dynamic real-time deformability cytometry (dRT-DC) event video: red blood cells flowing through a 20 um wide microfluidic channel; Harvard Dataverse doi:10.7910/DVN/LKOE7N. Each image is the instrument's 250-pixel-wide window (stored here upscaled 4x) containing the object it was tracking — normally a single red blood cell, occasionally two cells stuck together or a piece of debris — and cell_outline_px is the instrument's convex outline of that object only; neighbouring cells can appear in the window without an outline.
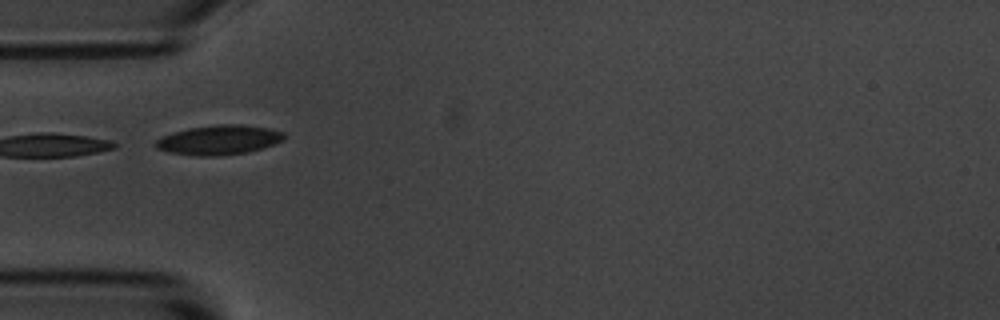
{"species": "common noctule bat (a hibernating species)", "species_latin": "Nyctalus noctula", "temperature_condition": "room temperature", "stored_images_in_passage": 5, "camera_frame_rate_fps": 3000, "um_per_image_px": 0.085, "animal": {"sex": "male", "body_mass_g": 20.1, "forearm_length_mm": 53.5}, "frame": {"image": 1, "passage_image": 1, "time_ms": 0.0, "image_size_px": [1000, 320], "cell_outline_px": [[288, 136], [284, 140], [264, 148], [248, 152], [216, 156], [196, 156], [168, 152], [156, 148], [152, 144], [156, 140], [164, 136], [188, 128], [220, 124], [240, 124], [268, 128], [284, 132]], "centroid_in_image_um": [18.65, 11.9], "position_along_channel_um": 66.4, "area_um2": 22.25}}
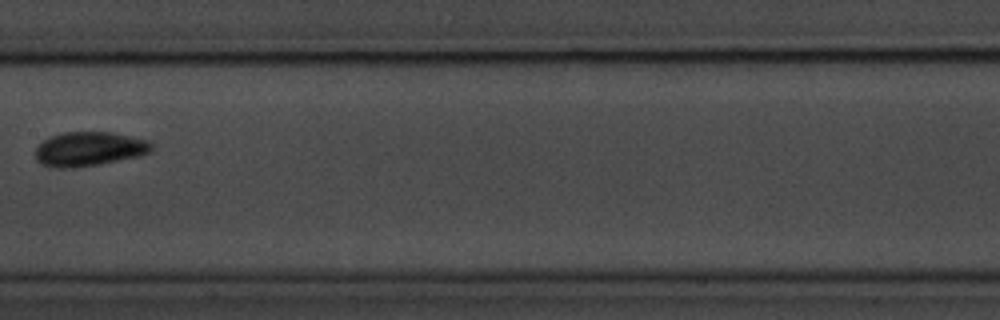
{"frame": {"image": 2, "passage_image": 4, "time_ms": 3.667, "image_size_px": [1000, 320], "cell_outline_px": [[152, 152], [140, 156], [96, 164], [72, 168], [56, 168], [40, 164], [36, 160], [36, 148], [48, 136], [64, 132], [108, 132], [148, 140], [152, 144]], "centroid_in_image_um": [7.55, 12.66], "position_along_channel_um": 199.8, "area_um2": 23.12}}
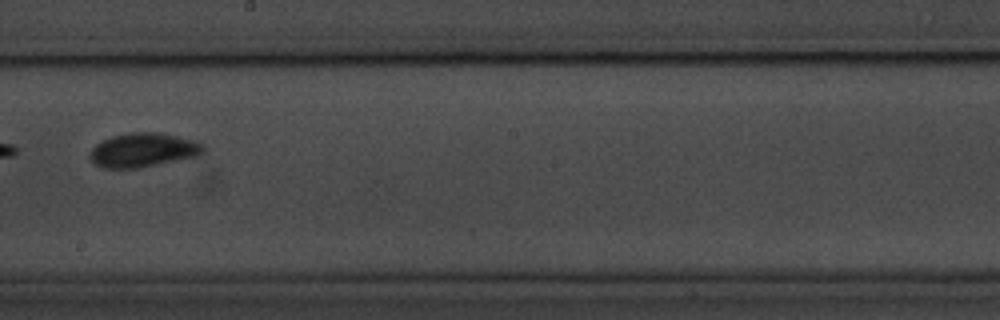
{"frame": {"image": 3, "passage_image": 5, "time_ms": 4.667, "image_size_px": [1000, 320], "cell_outline_px": [[204, 152], [200, 156], [136, 168], [100, 168], [88, 156], [92, 148], [96, 144], [112, 136], [132, 132], [160, 132], [192, 140], [204, 144]], "centroid_in_image_um": [12.18, 12.75], "position_along_channel_um": 236.0, "area_um2": 22.48}}